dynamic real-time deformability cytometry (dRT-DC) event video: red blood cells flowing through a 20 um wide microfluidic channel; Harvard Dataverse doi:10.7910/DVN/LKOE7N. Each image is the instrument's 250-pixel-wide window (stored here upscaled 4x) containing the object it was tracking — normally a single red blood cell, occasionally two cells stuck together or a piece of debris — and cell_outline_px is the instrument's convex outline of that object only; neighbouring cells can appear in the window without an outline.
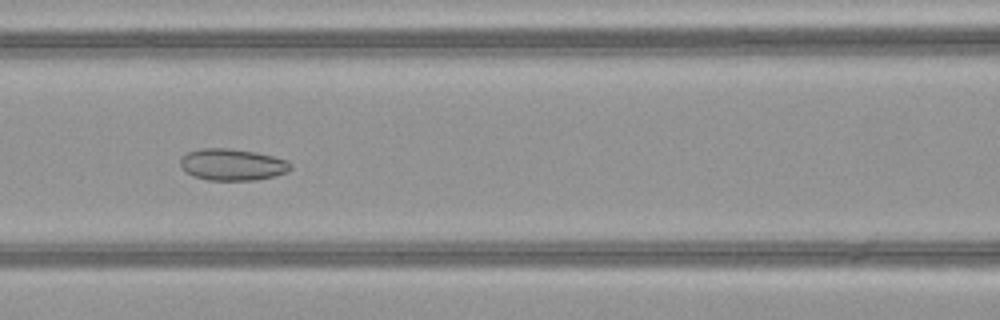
{"species": "common noctule bat (a hibernating species)", "species_latin": "Nyctalus noctula", "temperature_condition": "warm", "stored_images_in_passage": 41, "camera_frame_rate_fps": 3000, "um_per_image_px": 0.085, "animal": {"sex": "female", "body_mass_g": 21.9}, "frame": {"image": 1, "passage_image": 13, "time_ms": 4.0, "image_size_px": [1000, 320], "cell_outline_px": [[292, 168], [288, 172], [256, 180], [208, 180], [192, 176], [180, 164], [180, 160], [188, 152], [200, 148], [228, 148], [256, 152], [288, 160], [292, 164]], "centroid_in_image_um": [19.78, 13.99], "position_along_channel_um": 146.8, "area_um2": 20.29}}
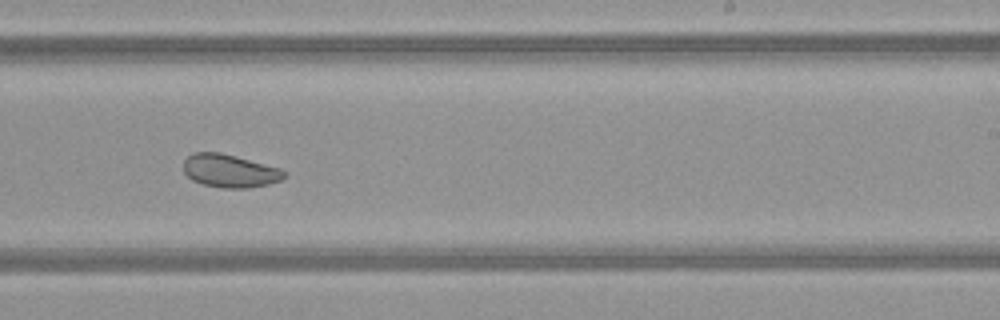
{"frame": {"image": 2, "passage_image": 22, "time_ms": 7.0, "image_size_px": [1000, 320], "cell_outline_px": [[288, 176], [280, 180], [268, 184], [248, 188], [224, 188], [204, 184], [192, 180], [184, 172], [184, 160], [192, 152], [220, 152], [236, 156], [280, 168], [288, 172]], "centroid_in_image_um": [19.56, 14.52], "position_along_channel_um": 269.4, "area_um2": 19.48}}
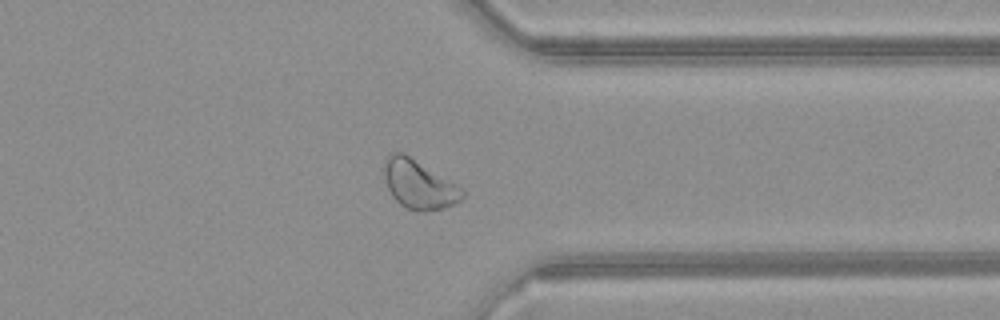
{"frame": {"image": 3, "passage_image": 30, "time_ms": 9.667, "image_size_px": [1000, 320], "cell_outline_px": [[464, 196], [460, 200], [444, 208], [424, 212], [420, 212], [408, 208], [400, 204], [392, 196], [388, 188], [384, 176], [384, 160], [388, 152], [404, 152], [464, 188]], "centroid_in_image_um": [35.6, 15.65], "position_along_channel_um": 375.8, "area_um2": 22.48}}